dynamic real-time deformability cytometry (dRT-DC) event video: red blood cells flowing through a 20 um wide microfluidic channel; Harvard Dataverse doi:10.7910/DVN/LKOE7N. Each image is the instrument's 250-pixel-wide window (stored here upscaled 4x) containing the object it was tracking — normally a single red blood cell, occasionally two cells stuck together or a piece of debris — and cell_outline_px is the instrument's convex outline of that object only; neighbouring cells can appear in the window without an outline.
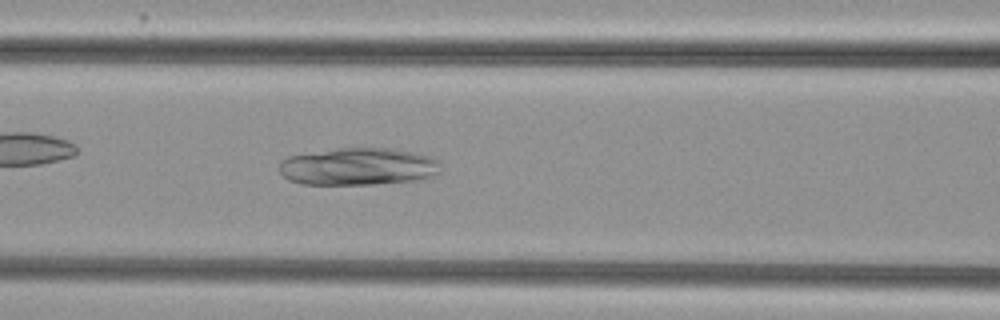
{"species": "common noctule bat (a hibernating species)", "species_latin": "Nyctalus noctula", "temperature_condition": "cold", "stored_images_in_passage": 40, "camera_frame_rate_fps": 3000, "um_per_image_px": 0.085, "animal": {"sex": "female", "body_mass_g": 29.2, "forearm_length_mm": 56.3}, "frame": {"image": 1, "passage_image": 10, "time_ms": 3.0, "image_size_px": [1000, 320], "cell_outline_px": [[440, 172], [416, 180], [372, 184], [300, 184], [288, 180], [280, 172], [280, 160], [288, 156], [340, 148], [392, 148], [432, 156], [440, 160]], "centroid_in_image_um": [30.45, 14.15], "position_along_channel_um": 136.1, "area_um2": 35.14}}
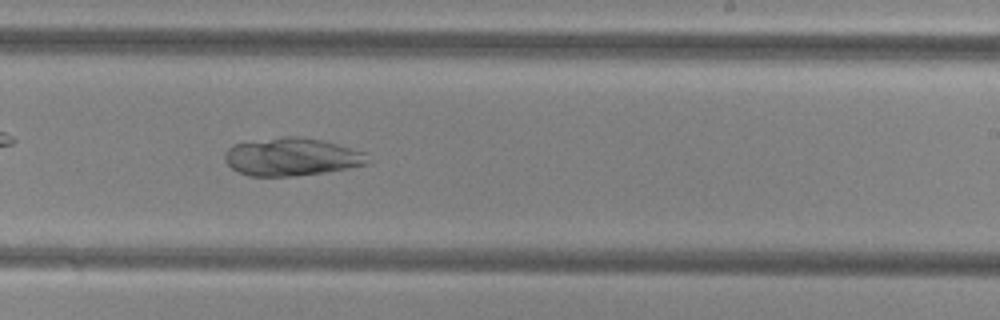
{"frame": {"image": 2, "passage_image": 20, "time_ms": 6.333, "image_size_px": [1000, 320], "cell_outline_px": [[376, 160], [372, 164], [324, 172], [296, 176], [248, 176], [236, 172], [224, 160], [224, 156], [228, 148], [232, 144], [284, 136], [300, 136], [320, 140], [336, 144], [364, 152]], "centroid_in_image_um": [24.84, 13.34], "position_along_channel_um": 264.2, "area_um2": 31.91}}
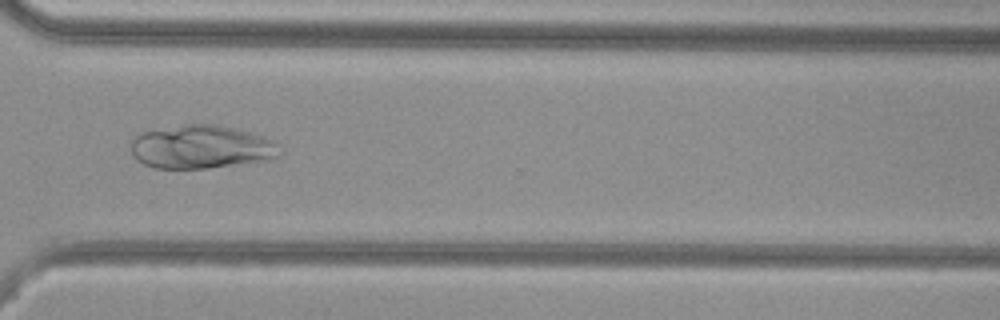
{"frame": {"image": 3, "passage_image": 27, "time_ms": 8.667, "image_size_px": [1000, 320], "cell_outline_px": [[280, 156], [268, 160], [208, 168], [152, 168], [136, 160], [132, 156], [132, 140], [140, 132], [184, 124], [216, 124], [236, 128], [264, 136], [280, 144]], "centroid_in_image_um": [17.12, 12.49], "position_along_channel_um": 353.5, "area_um2": 37.97}}